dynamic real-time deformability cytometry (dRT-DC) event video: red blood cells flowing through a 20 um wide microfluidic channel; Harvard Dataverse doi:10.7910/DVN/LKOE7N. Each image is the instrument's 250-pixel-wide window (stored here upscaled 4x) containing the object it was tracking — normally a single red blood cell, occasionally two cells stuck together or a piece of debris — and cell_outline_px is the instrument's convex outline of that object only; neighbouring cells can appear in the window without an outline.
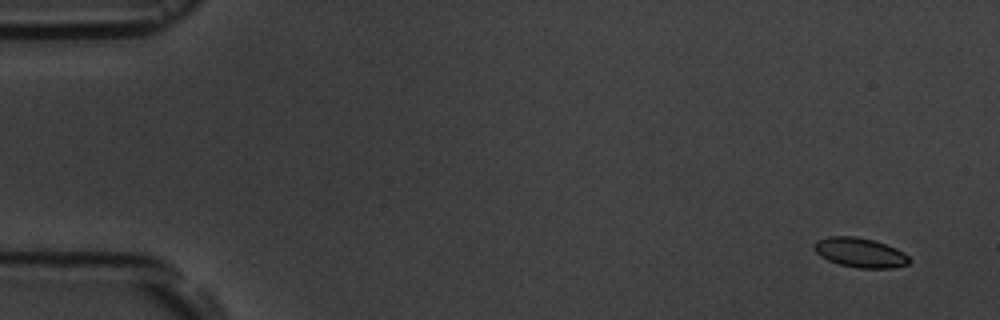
{"species": "common noctule bat (a hibernating species)", "species_latin": "Nyctalus noctula", "temperature_condition": "room temperature", "stored_images_in_passage": 4, "camera_frame_rate_fps": 3000, "um_per_image_px": 0.085, "animal": {"sex": "male", "body_mass_g": 19.5, "forearm_length_mm": 54.6}, "frame": {"image": 1, "passage_image": 1, "time_ms": 0.0, "image_size_px": [1000, 320], "cell_outline_px": [[912, 260], [908, 264], [892, 268], [856, 268], [840, 264], [828, 260], [820, 256], [812, 248], [812, 244], [816, 240], [828, 236], [856, 236], [872, 240], [896, 248], [904, 252]], "centroid_in_image_um": [73.08, 21.47], "position_along_channel_um": 11.9, "area_um2": 16.53}}
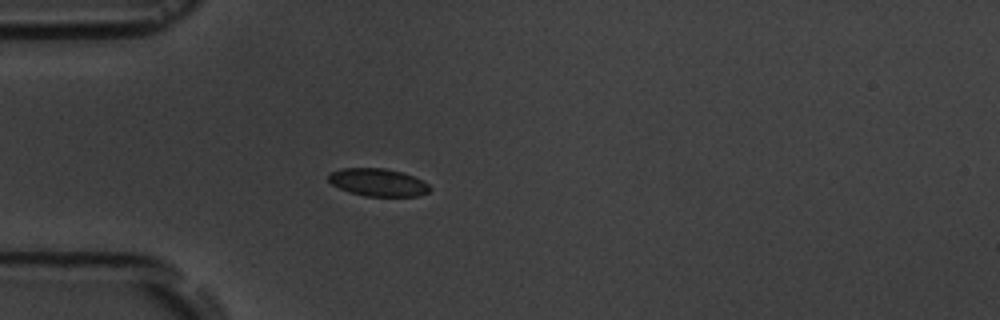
{"frame": {"image": 2, "passage_image": 4, "time_ms": 4.333, "image_size_px": [1000, 320], "cell_outline_px": [[432, 188], [428, 192], [420, 196], [364, 196], [340, 188], [332, 184], [328, 180], [328, 176], [332, 172], [340, 168], [384, 168], [400, 172], [412, 176], [428, 184]], "centroid_in_image_um": [32.13, 15.5], "position_along_channel_um": 52.9, "area_um2": 16.13}}